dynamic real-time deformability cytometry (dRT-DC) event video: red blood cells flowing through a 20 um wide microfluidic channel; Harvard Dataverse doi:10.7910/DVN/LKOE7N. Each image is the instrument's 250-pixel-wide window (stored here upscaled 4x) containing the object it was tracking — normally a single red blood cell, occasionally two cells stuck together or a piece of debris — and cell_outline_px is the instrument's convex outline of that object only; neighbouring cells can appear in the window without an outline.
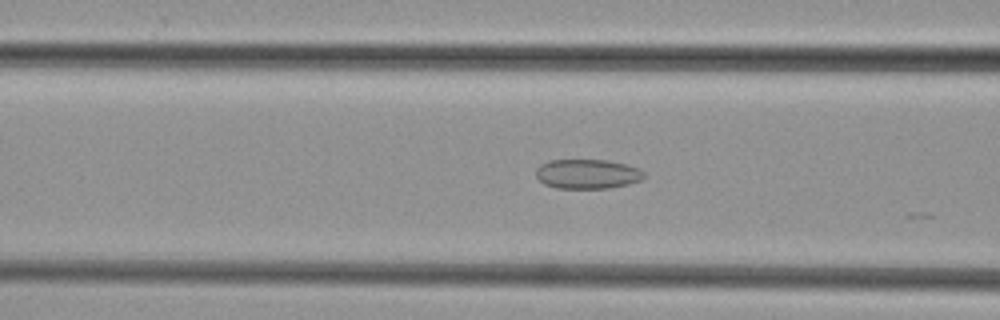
{"species": "common noctule bat (a hibernating species)", "species_latin": "Nyctalus noctula", "temperature_condition": "cold", "stored_images_in_passage": 6, "camera_frame_rate_fps": 3000, "um_per_image_px": 0.085, "animal": {"sex": "female", "body_mass_g": 29.2, "forearm_length_mm": 56.3}, "frame": {"image": 1, "passage_image": 3, "time_ms": 0.667, "image_size_px": [1000, 320], "cell_outline_px": [[644, 176], [640, 180], [628, 184], [608, 188], [556, 188], [544, 184], [536, 176], [536, 168], [540, 164], [548, 160], [608, 160], [628, 164], [644, 172]], "centroid_in_image_um": [49.9, 14.78], "position_along_channel_um": 116.7, "area_um2": 18.61}}